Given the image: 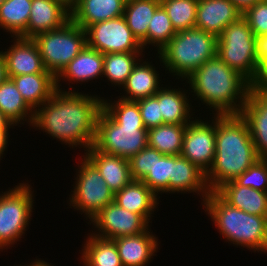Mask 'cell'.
I'll return each mask as SVG.
<instances>
[{
    "label": "cell",
    "instance_id": "2e32d148",
    "mask_svg": "<svg viewBox=\"0 0 267 266\" xmlns=\"http://www.w3.org/2000/svg\"><path fill=\"white\" fill-rule=\"evenodd\" d=\"M242 12L230 0H198L195 28L217 38L231 23L242 17Z\"/></svg>",
    "mask_w": 267,
    "mask_h": 266
},
{
    "label": "cell",
    "instance_id": "5b68a950",
    "mask_svg": "<svg viewBox=\"0 0 267 266\" xmlns=\"http://www.w3.org/2000/svg\"><path fill=\"white\" fill-rule=\"evenodd\" d=\"M202 206L226 241L236 247L267 253V216L234 208L216 192H210Z\"/></svg>",
    "mask_w": 267,
    "mask_h": 266
},
{
    "label": "cell",
    "instance_id": "8fae6325",
    "mask_svg": "<svg viewBox=\"0 0 267 266\" xmlns=\"http://www.w3.org/2000/svg\"><path fill=\"white\" fill-rule=\"evenodd\" d=\"M87 46L102 54L144 52L133 35L124 16L89 25L86 29Z\"/></svg>",
    "mask_w": 267,
    "mask_h": 266
},
{
    "label": "cell",
    "instance_id": "1f68e13d",
    "mask_svg": "<svg viewBox=\"0 0 267 266\" xmlns=\"http://www.w3.org/2000/svg\"><path fill=\"white\" fill-rule=\"evenodd\" d=\"M31 1L5 0L0 5V27L9 32L11 37H19L27 30Z\"/></svg>",
    "mask_w": 267,
    "mask_h": 266
},
{
    "label": "cell",
    "instance_id": "4dcf8cb0",
    "mask_svg": "<svg viewBox=\"0 0 267 266\" xmlns=\"http://www.w3.org/2000/svg\"><path fill=\"white\" fill-rule=\"evenodd\" d=\"M186 126L164 123L148 129V146L164 155H180Z\"/></svg>",
    "mask_w": 267,
    "mask_h": 266
},
{
    "label": "cell",
    "instance_id": "c3c4849f",
    "mask_svg": "<svg viewBox=\"0 0 267 266\" xmlns=\"http://www.w3.org/2000/svg\"><path fill=\"white\" fill-rule=\"evenodd\" d=\"M63 1L65 4H67L70 8L74 5V3L76 2V0H61Z\"/></svg>",
    "mask_w": 267,
    "mask_h": 266
},
{
    "label": "cell",
    "instance_id": "6da1fadb",
    "mask_svg": "<svg viewBox=\"0 0 267 266\" xmlns=\"http://www.w3.org/2000/svg\"><path fill=\"white\" fill-rule=\"evenodd\" d=\"M68 89L56 90L38 107L31 126L63 144L87 151L94 144L103 97Z\"/></svg>",
    "mask_w": 267,
    "mask_h": 266
},
{
    "label": "cell",
    "instance_id": "f546056e",
    "mask_svg": "<svg viewBox=\"0 0 267 266\" xmlns=\"http://www.w3.org/2000/svg\"><path fill=\"white\" fill-rule=\"evenodd\" d=\"M84 266H123L113 240L88 235L81 252Z\"/></svg>",
    "mask_w": 267,
    "mask_h": 266
},
{
    "label": "cell",
    "instance_id": "ffe728a7",
    "mask_svg": "<svg viewBox=\"0 0 267 266\" xmlns=\"http://www.w3.org/2000/svg\"><path fill=\"white\" fill-rule=\"evenodd\" d=\"M149 228L139 235L113 239L123 266H147L158 251V237Z\"/></svg>",
    "mask_w": 267,
    "mask_h": 266
},
{
    "label": "cell",
    "instance_id": "603a6c76",
    "mask_svg": "<svg viewBox=\"0 0 267 266\" xmlns=\"http://www.w3.org/2000/svg\"><path fill=\"white\" fill-rule=\"evenodd\" d=\"M230 206L251 215L267 216V192L238 185L234 180L215 191Z\"/></svg>",
    "mask_w": 267,
    "mask_h": 266
},
{
    "label": "cell",
    "instance_id": "ba28073f",
    "mask_svg": "<svg viewBox=\"0 0 267 266\" xmlns=\"http://www.w3.org/2000/svg\"><path fill=\"white\" fill-rule=\"evenodd\" d=\"M39 48L43 64L55 77L87 45L86 31L71 19L60 28L32 38Z\"/></svg>",
    "mask_w": 267,
    "mask_h": 266
},
{
    "label": "cell",
    "instance_id": "8992f818",
    "mask_svg": "<svg viewBox=\"0 0 267 266\" xmlns=\"http://www.w3.org/2000/svg\"><path fill=\"white\" fill-rule=\"evenodd\" d=\"M217 42L216 36L203 30H181L156 55L166 71L184 81L206 61L217 56Z\"/></svg>",
    "mask_w": 267,
    "mask_h": 266
},
{
    "label": "cell",
    "instance_id": "4316f807",
    "mask_svg": "<svg viewBox=\"0 0 267 266\" xmlns=\"http://www.w3.org/2000/svg\"><path fill=\"white\" fill-rule=\"evenodd\" d=\"M10 78L34 111L48 101L57 90L56 77L52 73L24 74Z\"/></svg>",
    "mask_w": 267,
    "mask_h": 266
},
{
    "label": "cell",
    "instance_id": "d590c367",
    "mask_svg": "<svg viewBox=\"0 0 267 266\" xmlns=\"http://www.w3.org/2000/svg\"><path fill=\"white\" fill-rule=\"evenodd\" d=\"M169 176H171V155H164L155 149V165L142 180L158 196L169 193Z\"/></svg>",
    "mask_w": 267,
    "mask_h": 266
},
{
    "label": "cell",
    "instance_id": "52a82bcc",
    "mask_svg": "<svg viewBox=\"0 0 267 266\" xmlns=\"http://www.w3.org/2000/svg\"><path fill=\"white\" fill-rule=\"evenodd\" d=\"M256 43L257 38L243 17L229 24L217 42V56L251 84L256 81L260 70Z\"/></svg>",
    "mask_w": 267,
    "mask_h": 266
},
{
    "label": "cell",
    "instance_id": "7402d4cb",
    "mask_svg": "<svg viewBox=\"0 0 267 266\" xmlns=\"http://www.w3.org/2000/svg\"><path fill=\"white\" fill-rule=\"evenodd\" d=\"M84 154L96 166L114 194L132 181L128 159L103 153L93 145Z\"/></svg>",
    "mask_w": 267,
    "mask_h": 266
},
{
    "label": "cell",
    "instance_id": "bcb514c9",
    "mask_svg": "<svg viewBox=\"0 0 267 266\" xmlns=\"http://www.w3.org/2000/svg\"><path fill=\"white\" fill-rule=\"evenodd\" d=\"M14 125L0 111V129H11Z\"/></svg>",
    "mask_w": 267,
    "mask_h": 266
},
{
    "label": "cell",
    "instance_id": "9c48e42d",
    "mask_svg": "<svg viewBox=\"0 0 267 266\" xmlns=\"http://www.w3.org/2000/svg\"><path fill=\"white\" fill-rule=\"evenodd\" d=\"M32 189L24 182L0 193V251L10 248L26 233L34 209Z\"/></svg>",
    "mask_w": 267,
    "mask_h": 266
},
{
    "label": "cell",
    "instance_id": "d6986e66",
    "mask_svg": "<svg viewBox=\"0 0 267 266\" xmlns=\"http://www.w3.org/2000/svg\"><path fill=\"white\" fill-rule=\"evenodd\" d=\"M104 54L88 47L82 51L56 76V88H60L61 79L70 83L88 82L103 77ZM102 75V76H101Z\"/></svg>",
    "mask_w": 267,
    "mask_h": 266
},
{
    "label": "cell",
    "instance_id": "e0dca14e",
    "mask_svg": "<svg viewBox=\"0 0 267 266\" xmlns=\"http://www.w3.org/2000/svg\"><path fill=\"white\" fill-rule=\"evenodd\" d=\"M197 193L202 196V203L210 194L206 182V173L197 165L181 155H171V176H169V194Z\"/></svg>",
    "mask_w": 267,
    "mask_h": 266
},
{
    "label": "cell",
    "instance_id": "44dd1931",
    "mask_svg": "<svg viewBox=\"0 0 267 266\" xmlns=\"http://www.w3.org/2000/svg\"><path fill=\"white\" fill-rule=\"evenodd\" d=\"M127 0H76L70 8L71 20L84 30L91 24L124 14Z\"/></svg>",
    "mask_w": 267,
    "mask_h": 266
},
{
    "label": "cell",
    "instance_id": "ac0fdd59",
    "mask_svg": "<svg viewBox=\"0 0 267 266\" xmlns=\"http://www.w3.org/2000/svg\"><path fill=\"white\" fill-rule=\"evenodd\" d=\"M240 114L249 127L259 159L267 160V94L251 87Z\"/></svg>",
    "mask_w": 267,
    "mask_h": 266
},
{
    "label": "cell",
    "instance_id": "ab89813d",
    "mask_svg": "<svg viewBox=\"0 0 267 266\" xmlns=\"http://www.w3.org/2000/svg\"><path fill=\"white\" fill-rule=\"evenodd\" d=\"M138 103L141 117L145 128L148 130L163 124V117L160 114V102L155 96L142 98Z\"/></svg>",
    "mask_w": 267,
    "mask_h": 266
},
{
    "label": "cell",
    "instance_id": "60d3db41",
    "mask_svg": "<svg viewBox=\"0 0 267 266\" xmlns=\"http://www.w3.org/2000/svg\"><path fill=\"white\" fill-rule=\"evenodd\" d=\"M252 87L260 93L267 94V61L260 67L258 77Z\"/></svg>",
    "mask_w": 267,
    "mask_h": 266
},
{
    "label": "cell",
    "instance_id": "30bf717a",
    "mask_svg": "<svg viewBox=\"0 0 267 266\" xmlns=\"http://www.w3.org/2000/svg\"><path fill=\"white\" fill-rule=\"evenodd\" d=\"M79 161L76 169L74 190L69 198L68 205L80 210L85 219L91 220L106 205L114 202V193L104 181L96 166L85 156ZM80 165V166H79Z\"/></svg>",
    "mask_w": 267,
    "mask_h": 266
},
{
    "label": "cell",
    "instance_id": "3957f363",
    "mask_svg": "<svg viewBox=\"0 0 267 266\" xmlns=\"http://www.w3.org/2000/svg\"><path fill=\"white\" fill-rule=\"evenodd\" d=\"M118 98L113 102L103 97L93 146L103 153L129 159L148 146V130L138 103Z\"/></svg>",
    "mask_w": 267,
    "mask_h": 266
},
{
    "label": "cell",
    "instance_id": "836d02e7",
    "mask_svg": "<svg viewBox=\"0 0 267 266\" xmlns=\"http://www.w3.org/2000/svg\"><path fill=\"white\" fill-rule=\"evenodd\" d=\"M176 31L195 28L198 0H160Z\"/></svg>",
    "mask_w": 267,
    "mask_h": 266
},
{
    "label": "cell",
    "instance_id": "7bdbcfd3",
    "mask_svg": "<svg viewBox=\"0 0 267 266\" xmlns=\"http://www.w3.org/2000/svg\"><path fill=\"white\" fill-rule=\"evenodd\" d=\"M9 137V129H0V161L3 158V154L5 150H7L8 138ZM2 156V157H1Z\"/></svg>",
    "mask_w": 267,
    "mask_h": 266
},
{
    "label": "cell",
    "instance_id": "f1b7e54d",
    "mask_svg": "<svg viewBox=\"0 0 267 266\" xmlns=\"http://www.w3.org/2000/svg\"><path fill=\"white\" fill-rule=\"evenodd\" d=\"M160 0H127L124 9V18L133 35L141 43L143 50L147 46L148 25Z\"/></svg>",
    "mask_w": 267,
    "mask_h": 266
},
{
    "label": "cell",
    "instance_id": "f6af8a7d",
    "mask_svg": "<svg viewBox=\"0 0 267 266\" xmlns=\"http://www.w3.org/2000/svg\"><path fill=\"white\" fill-rule=\"evenodd\" d=\"M7 78L6 75V62L3 52L0 51V84Z\"/></svg>",
    "mask_w": 267,
    "mask_h": 266
},
{
    "label": "cell",
    "instance_id": "7dc6e473",
    "mask_svg": "<svg viewBox=\"0 0 267 266\" xmlns=\"http://www.w3.org/2000/svg\"><path fill=\"white\" fill-rule=\"evenodd\" d=\"M29 266H54V265H50L49 263H47V262H45L44 260H39V258L38 259H35V261L33 262H31L30 264H29Z\"/></svg>",
    "mask_w": 267,
    "mask_h": 266
},
{
    "label": "cell",
    "instance_id": "7a4b0ae2",
    "mask_svg": "<svg viewBox=\"0 0 267 266\" xmlns=\"http://www.w3.org/2000/svg\"><path fill=\"white\" fill-rule=\"evenodd\" d=\"M258 160L249 127L241 114L215 115V158L206 173L210 191L235 180Z\"/></svg>",
    "mask_w": 267,
    "mask_h": 266
},
{
    "label": "cell",
    "instance_id": "74e56055",
    "mask_svg": "<svg viewBox=\"0 0 267 266\" xmlns=\"http://www.w3.org/2000/svg\"><path fill=\"white\" fill-rule=\"evenodd\" d=\"M132 180L142 181L155 165V149L147 146L128 159Z\"/></svg>",
    "mask_w": 267,
    "mask_h": 266
},
{
    "label": "cell",
    "instance_id": "9a60e30c",
    "mask_svg": "<svg viewBox=\"0 0 267 266\" xmlns=\"http://www.w3.org/2000/svg\"><path fill=\"white\" fill-rule=\"evenodd\" d=\"M71 19L70 7L61 0H32L27 30L20 36L34 38L60 28Z\"/></svg>",
    "mask_w": 267,
    "mask_h": 266
},
{
    "label": "cell",
    "instance_id": "d4e9b609",
    "mask_svg": "<svg viewBox=\"0 0 267 266\" xmlns=\"http://www.w3.org/2000/svg\"><path fill=\"white\" fill-rule=\"evenodd\" d=\"M159 198L148 186L137 180H132L128 185L114 194V202L125 210L142 215L149 223L151 215L157 205Z\"/></svg>",
    "mask_w": 267,
    "mask_h": 266
},
{
    "label": "cell",
    "instance_id": "4fadbf2b",
    "mask_svg": "<svg viewBox=\"0 0 267 266\" xmlns=\"http://www.w3.org/2000/svg\"><path fill=\"white\" fill-rule=\"evenodd\" d=\"M214 116V117H213ZM210 120L193 119L183 136L181 156L207 173L215 158V115Z\"/></svg>",
    "mask_w": 267,
    "mask_h": 266
},
{
    "label": "cell",
    "instance_id": "f35d334b",
    "mask_svg": "<svg viewBox=\"0 0 267 266\" xmlns=\"http://www.w3.org/2000/svg\"><path fill=\"white\" fill-rule=\"evenodd\" d=\"M242 17L256 38L267 35V0H259L253 7L248 8Z\"/></svg>",
    "mask_w": 267,
    "mask_h": 266
},
{
    "label": "cell",
    "instance_id": "8d00e7d4",
    "mask_svg": "<svg viewBox=\"0 0 267 266\" xmlns=\"http://www.w3.org/2000/svg\"><path fill=\"white\" fill-rule=\"evenodd\" d=\"M234 181L240 186L267 192V160L259 159Z\"/></svg>",
    "mask_w": 267,
    "mask_h": 266
},
{
    "label": "cell",
    "instance_id": "b9f144b4",
    "mask_svg": "<svg viewBox=\"0 0 267 266\" xmlns=\"http://www.w3.org/2000/svg\"><path fill=\"white\" fill-rule=\"evenodd\" d=\"M256 48L257 58L261 67L267 61V35L257 38Z\"/></svg>",
    "mask_w": 267,
    "mask_h": 266
},
{
    "label": "cell",
    "instance_id": "7c38bea8",
    "mask_svg": "<svg viewBox=\"0 0 267 266\" xmlns=\"http://www.w3.org/2000/svg\"><path fill=\"white\" fill-rule=\"evenodd\" d=\"M89 222L96 228L95 232L92 230L93 235L110 240L139 235L150 226L142 215L125 210L115 202L106 205Z\"/></svg>",
    "mask_w": 267,
    "mask_h": 266
},
{
    "label": "cell",
    "instance_id": "d6a6232c",
    "mask_svg": "<svg viewBox=\"0 0 267 266\" xmlns=\"http://www.w3.org/2000/svg\"><path fill=\"white\" fill-rule=\"evenodd\" d=\"M142 52H123L104 54L103 76L112 86L122 87L134 66L139 62ZM141 56V57H140ZM140 57V58H139ZM114 84V85H113Z\"/></svg>",
    "mask_w": 267,
    "mask_h": 266
},
{
    "label": "cell",
    "instance_id": "484cf974",
    "mask_svg": "<svg viewBox=\"0 0 267 266\" xmlns=\"http://www.w3.org/2000/svg\"><path fill=\"white\" fill-rule=\"evenodd\" d=\"M162 87L154 96L160 102V114L163 117V124H177V125H188L194 119L195 113L189 104V94L187 96L186 89H176L175 86L172 88L170 85ZM167 87V88H166ZM191 109V110H190ZM192 111V112H191ZM191 113V114H190Z\"/></svg>",
    "mask_w": 267,
    "mask_h": 266
},
{
    "label": "cell",
    "instance_id": "ee69618b",
    "mask_svg": "<svg viewBox=\"0 0 267 266\" xmlns=\"http://www.w3.org/2000/svg\"><path fill=\"white\" fill-rule=\"evenodd\" d=\"M242 13L253 7L259 0H230Z\"/></svg>",
    "mask_w": 267,
    "mask_h": 266
},
{
    "label": "cell",
    "instance_id": "e575fe53",
    "mask_svg": "<svg viewBox=\"0 0 267 266\" xmlns=\"http://www.w3.org/2000/svg\"><path fill=\"white\" fill-rule=\"evenodd\" d=\"M177 33L172 25L167 12L160 5L154 12L153 17L148 25L147 32V48L149 45L155 46L157 53L162 50L170 41V39Z\"/></svg>",
    "mask_w": 267,
    "mask_h": 266
},
{
    "label": "cell",
    "instance_id": "277c9868",
    "mask_svg": "<svg viewBox=\"0 0 267 266\" xmlns=\"http://www.w3.org/2000/svg\"><path fill=\"white\" fill-rule=\"evenodd\" d=\"M190 92L207 108L210 114H240L252 84L231 69L218 56L206 61L185 81Z\"/></svg>",
    "mask_w": 267,
    "mask_h": 266
},
{
    "label": "cell",
    "instance_id": "83f0119b",
    "mask_svg": "<svg viewBox=\"0 0 267 266\" xmlns=\"http://www.w3.org/2000/svg\"><path fill=\"white\" fill-rule=\"evenodd\" d=\"M0 111L14 126L24 125L23 121L32 125L34 110L23 99L11 78L0 84Z\"/></svg>",
    "mask_w": 267,
    "mask_h": 266
},
{
    "label": "cell",
    "instance_id": "cb8c5ba5",
    "mask_svg": "<svg viewBox=\"0 0 267 266\" xmlns=\"http://www.w3.org/2000/svg\"><path fill=\"white\" fill-rule=\"evenodd\" d=\"M134 66L132 73L128 76L125 84L122 86L125 95L121 98L127 101H137L142 98L154 96L163 86L160 83V76L154 64L142 61ZM161 84V85H160Z\"/></svg>",
    "mask_w": 267,
    "mask_h": 266
},
{
    "label": "cell",
    "instance_id": "5bb4252c",
    "mask_svg": "<svg viewBox=\"0 0 267 266\" xmlns=\"http://www.w3.org/2000/svg\"><path fill=\"white\" fill-rule=\"evenodd\" d=\"M13 44L2 50L7 78L24 74L51 73L46 70L39 48L32 38L13 37Z\"/></svg>",
    "mask_w": 267,
    "mask_h": 266
}]
</instances>
